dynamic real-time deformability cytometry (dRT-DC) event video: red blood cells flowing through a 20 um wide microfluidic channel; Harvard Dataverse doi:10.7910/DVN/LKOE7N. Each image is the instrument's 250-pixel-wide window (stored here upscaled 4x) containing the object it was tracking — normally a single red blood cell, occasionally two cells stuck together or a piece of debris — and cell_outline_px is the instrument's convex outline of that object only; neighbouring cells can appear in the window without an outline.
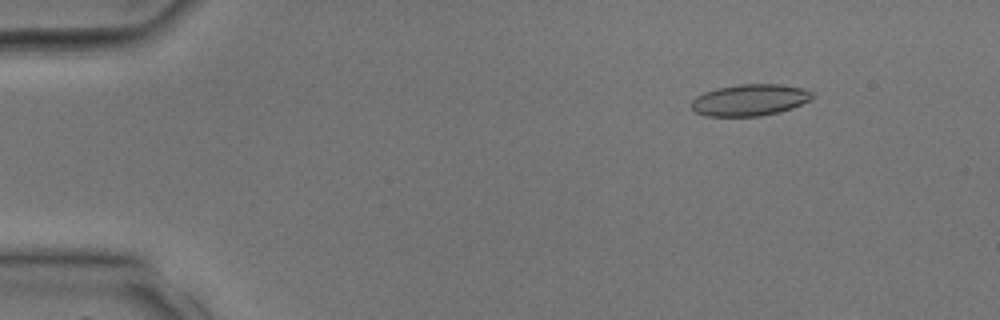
{"species": "common noctule bat (a hibernating species)", "species_latin": "Nyctalus noctula", "temperature_condition": "room temperature", "stored_images_in_passage": 10, "camera_frame_rate_fps": 3000, "um_per_image_px": 0.085, "animal": {"sex": "male", "body_mass_g": 17.9, "forearm_length_mm": 54.2}, "frame": {"image": 1, "passage_image": 5, "time_ms": 1.333, "image_size_px": [1000, 320], "cell_outline_px": [[812, 96], [808, 100], [792, 108], [780, 112], [760, 116], [704, 116], [696, 112], [692, 108], [692, 100], [696, 96], [704, 92], [716, 88], [740, 84], [780, 84], [804, 88], [812, 92]], "centroid_in_image_um": [63.71, 8.5], "position_along_channel_um": 21.3, "area_um2": 22.2}}